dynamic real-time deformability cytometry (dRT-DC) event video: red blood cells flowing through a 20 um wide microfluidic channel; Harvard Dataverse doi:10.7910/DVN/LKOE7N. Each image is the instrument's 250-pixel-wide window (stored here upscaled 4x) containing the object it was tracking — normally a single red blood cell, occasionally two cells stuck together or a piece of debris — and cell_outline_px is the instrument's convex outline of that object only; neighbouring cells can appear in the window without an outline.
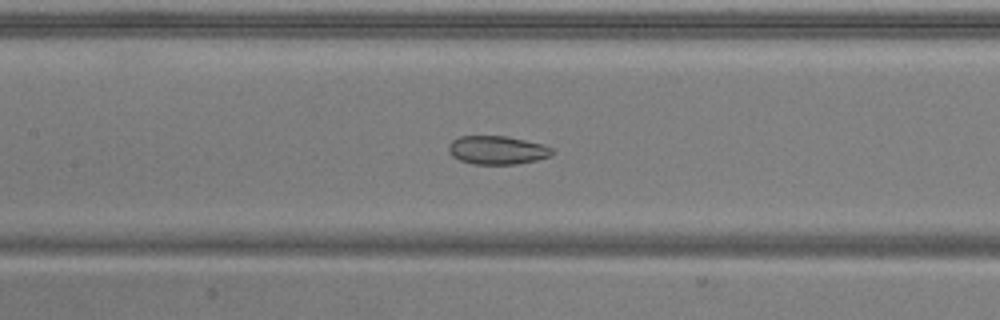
{"species": "common noctule bat (a hibernating species)", "species_latin": "Nyctalus noctula", "temperature_condition": "warm", "stored_images_in_passage": 26, "camera_frame_rate_fps": 3000, "um_per_image_px": 0.085, "animal": {"sex": "male", "body_mass_g": 20.5, "forearm_length_mm": 52.5}, "frame": {"image": 1, "passage_image": 25, "time_ms": 8.0, "image_size_px": [1000, 320], "cell_outline_px": [[556, 152], [552, 156], [536, 160], [516, 164], [476, 164], [460, 160], [452, 156], [448, 152], [448, 144], [452, 140], [460, 136], [504, 136], [544, 144], [552, 148]], "centroid_in_image_um": [42.28, 12.76], "position_along_channel_um": 165.1, "area_um2": 17.28}}